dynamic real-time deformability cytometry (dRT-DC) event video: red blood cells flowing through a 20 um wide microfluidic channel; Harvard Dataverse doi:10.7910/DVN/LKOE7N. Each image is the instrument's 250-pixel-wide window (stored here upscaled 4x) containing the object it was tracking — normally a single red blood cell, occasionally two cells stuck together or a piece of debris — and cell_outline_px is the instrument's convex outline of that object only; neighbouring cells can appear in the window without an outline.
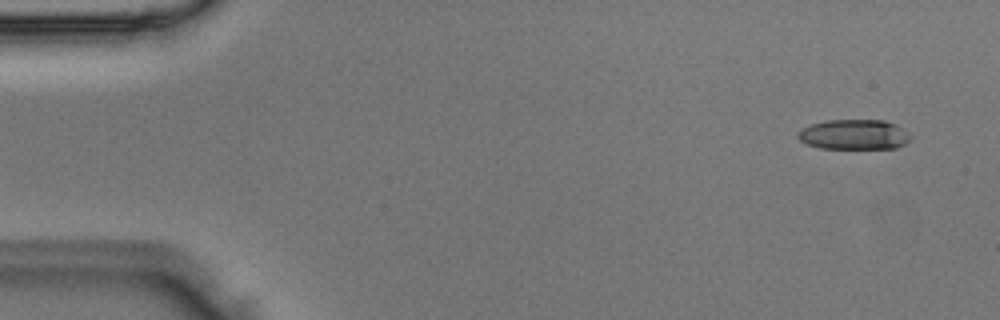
{"species": "Egyptian fruit bat (a non-hibernating species)", "species_latin": "Rousettus aegyptiacus", "temperature_condition": "room temperature", "stored_images_in_passage": 7, "camera_frame_rate_fps": 3000, "um_per_image_px": 0.085, "animal": {"sex": "male"}, "frame": {"image": 1, "passage_image": 1, "time_ms": 0.0, "image_size_px": [1000, 320], "cell_outline_px": [[912, 140], [896, 148], [820, 148], [808, 144], [800, 140], [796, 136], [796, 132], [812, 124], [828, 120], [884, 120], [896, 124], [912, 136]], "centroid_in_image_um": [72.62, 11.43], "position_along_channel_um": 12.4, "area_um2": 19.71}}
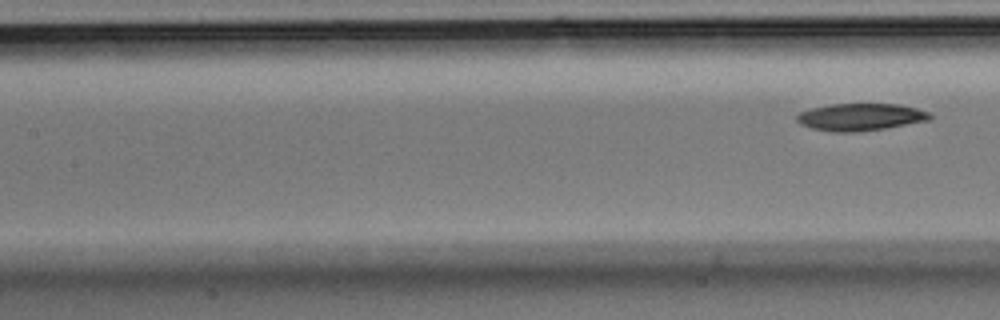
{"frame": {"image": 2, "passage_image": 7, "time_ms": 2.0, "image_size_px": [1000, 320], "cell_outline_px": [[932, 116], [928, 120], [884, 128], [852, 132], [836, 132], [812, 128], [800, 124], [796, 120], [796, 116], [800, 112], [812, 108], [832, 104], [896, 104], [916, 108], [932, 112]], "centroid_in_image_um": [73.13, 9.94], "position_along_channel_um": 134.3, "area_um2": 20.87}}